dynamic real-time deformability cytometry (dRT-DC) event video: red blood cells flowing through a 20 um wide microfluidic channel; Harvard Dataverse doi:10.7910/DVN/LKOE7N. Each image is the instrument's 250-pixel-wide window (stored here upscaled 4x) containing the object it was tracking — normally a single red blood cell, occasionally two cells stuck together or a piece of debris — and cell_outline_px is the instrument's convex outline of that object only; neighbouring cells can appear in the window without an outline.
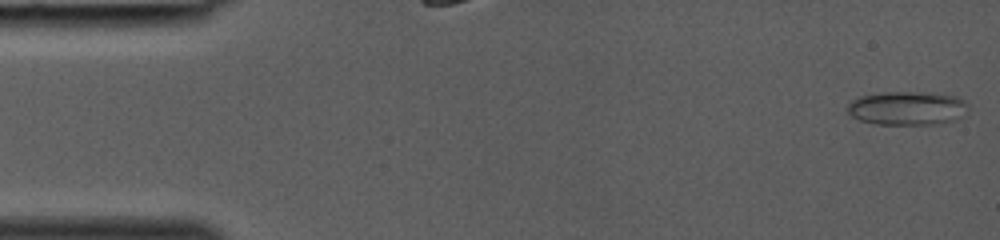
{"species": "common noctule bat (a hibernating species)", "species_latin": "Nyctalus noctula", "temperature_condition": "room temperature", "stored_images_in_passage": 38, "camera_frame_rate_fps": 3000, "um_per_image_px": 0.085, "animal": {"sex": "female", "body_mass_g": 19.0, "forearm_length_mm": 53.3}, "frame": {"image": 1, "passage_image": 1, "time_ms": 0.0, "image_size_px": [1000, 240], "cell_outline_px": [[968, 112], [964, 116], [956, 120], [936, 124], [876, 124], [860, 120], [852, 116], [848, 112], [848, 104], [852, 100], [860, 96], [884, 92], [936, 92], [956, 96], [964, 100], [968, 104]], "centroid_in_image_um": [77.18, 9.19], "position_along_channel_um": 7.8, "area_um2": 24.04}}
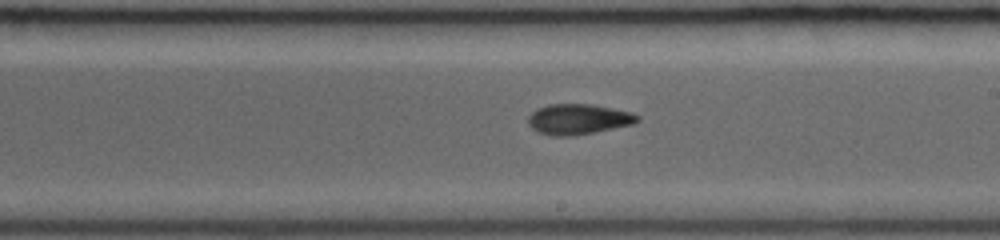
{"frame": {"image": 2, "passage_image": 23, "time_ms": 7.333, "image_size_px": [1000, 240], "cell_outline_px": [[640, 120], [632, 124], [572, 136], [552, 136], [536, 132], [528, 124], [528, 116], [536, 108], [548, 104], [592, 104], [632, 112], [640, 116]], "centroid_in_image_um": [49.12, 10.12], "position_along_channel_um": 239.9, "area_um2": 19.42}}
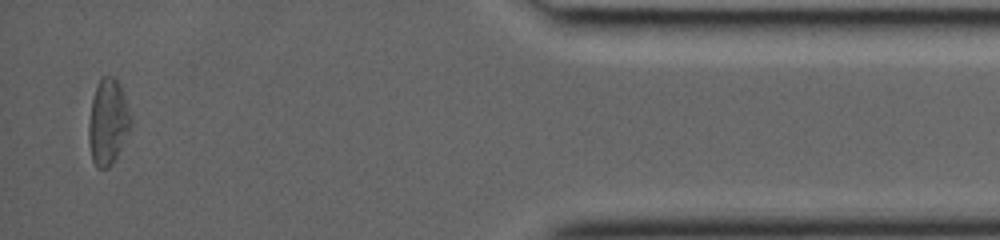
{"frame": {"image": 3, "passage_image": 37, "time_ms": 12.0, "image_size_px": [1000, 240], "cell_outline_px": [[132, 128], [112, 164], [108, 168], [96, 168], [92, 160], [88, 144], [88, 124], [92, 100], [96, 84], [104, 76], [112, 76], [120, 84], [132, 120]], "centroid_in_image_um": [9.17, 10.4], "position_along_channel_um": 426.0, "area_um2": 21.21}}